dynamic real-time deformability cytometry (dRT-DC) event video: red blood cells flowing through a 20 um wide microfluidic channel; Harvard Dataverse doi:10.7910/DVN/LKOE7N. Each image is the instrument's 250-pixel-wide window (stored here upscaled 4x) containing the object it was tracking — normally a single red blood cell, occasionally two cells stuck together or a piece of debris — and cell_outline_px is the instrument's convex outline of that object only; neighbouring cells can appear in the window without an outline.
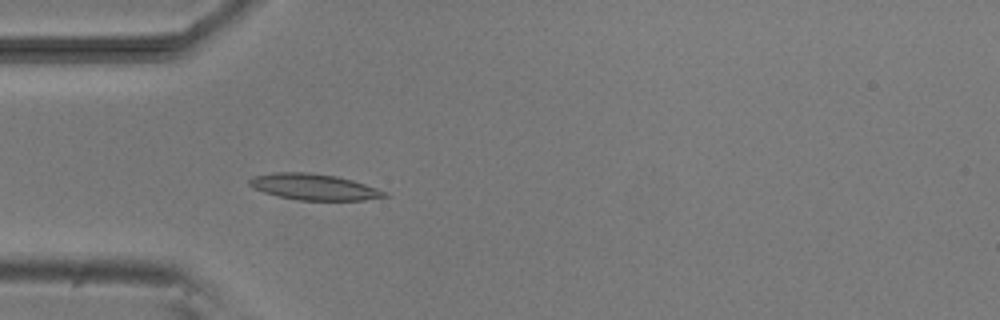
{"species": "common noctule bat (a hibernating species)", "species_latin": "Nyctalus noctula", "temperature_condition": "room temperature", "stored_images_in_passage": 5, "camera_frame_rate_fps": 3000, "um_per_image_px": 0.085, "animal": {"sex": "male", "body_mass_g": 20.5, "forearm_length_mm": 52.5}, "frame": {"image": 1, "passage_image": 5, "time_ms": 4.667, "image_size_px": [1000, 320], "cell_outline_px": [[388, 196], [364, 200], [296, 200], [276, 196], [252, 188], [248, 184], [248, 180], [252, 176], [272, 172], [308, 172], [336, 176], [352, 180], [388, 192]], "centroid_in_image_um": [26.63, 15.88], "position_along_channel_um": 58.4, "area_um2": 20.69}}